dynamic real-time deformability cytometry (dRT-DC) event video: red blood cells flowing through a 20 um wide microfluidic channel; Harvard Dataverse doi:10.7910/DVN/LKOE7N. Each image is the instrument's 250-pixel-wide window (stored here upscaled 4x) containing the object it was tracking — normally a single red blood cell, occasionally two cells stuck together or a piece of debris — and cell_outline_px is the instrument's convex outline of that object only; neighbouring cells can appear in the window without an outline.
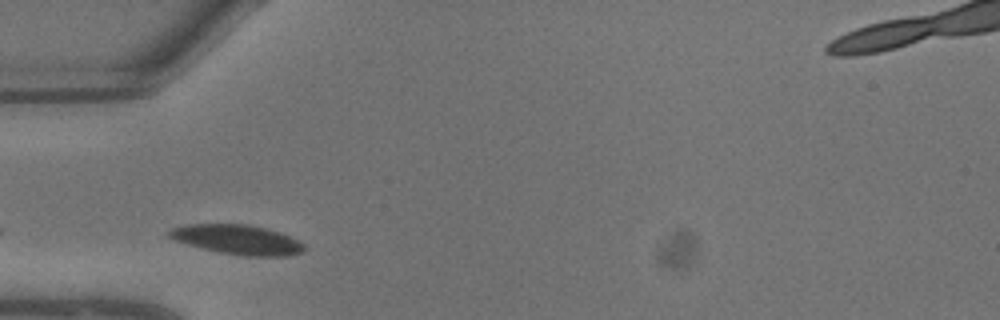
{"species": "common noctule bat (a hibernating species)", "species_latin": "Nyctalus noctula", "temperature_condition": "warm", "stored_images_in_passage": 3, "camera_frame_rate_fps": 3000, "um_per_image_px": 0.085, "animal": {"sex": "male", "body_mass_g": 13.3}, "frame": {"image": 1, "passage_image": 2, "time_ms": 0.333, "image_size_px": [1000, 320], "cell_outline_px": [[304, 252], [288, 256], [244, 256], [220, 252], [172, 240], [164, 232], [172, 228], [188, 224], [248, 224], [268, 228], [280, 232], [304, 244]], "centroid_in_image_um": [20.16, 20.36], "position_along_channel_um": 64.8, "area_um2": 23.35}}